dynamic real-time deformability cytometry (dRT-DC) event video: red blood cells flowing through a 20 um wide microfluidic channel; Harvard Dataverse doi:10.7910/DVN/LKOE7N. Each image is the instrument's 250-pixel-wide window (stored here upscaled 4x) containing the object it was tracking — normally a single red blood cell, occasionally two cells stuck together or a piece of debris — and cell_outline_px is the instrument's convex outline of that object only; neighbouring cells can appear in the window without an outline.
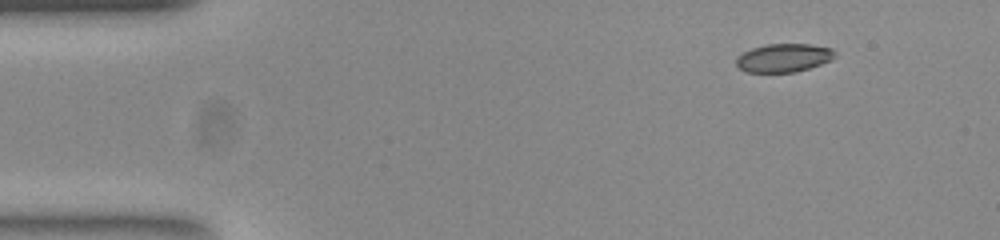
{"species": "common noctule bat (a hibernating species)", "species_latin": "Nyctalus noctula", "temperature_condition": "room temperature", "stored_images_in_passage": 48, "camera_frame_rate_fps": 3000, "um_per_image_px": 0.085, "animal": {"sex": "female", "body_mass_g": 23.0, "forearm_length_mm": 53.4}, "frame": {"image": 1, "passage_image": 1, "time_ms": 0.0, "image_size_px": [1000, 240], "cell_outline_px": [[836, 56], [832, 60], [796, 72], [744, 72], [736, 64], [736, 56], [752, 48], [764, 44], [808, 44], [832, 48], [836, 52]], "centroid_in_image_um": [66.61, 4.91], "position_along_channel_um": 18.4, "area_um2": 16.42}}
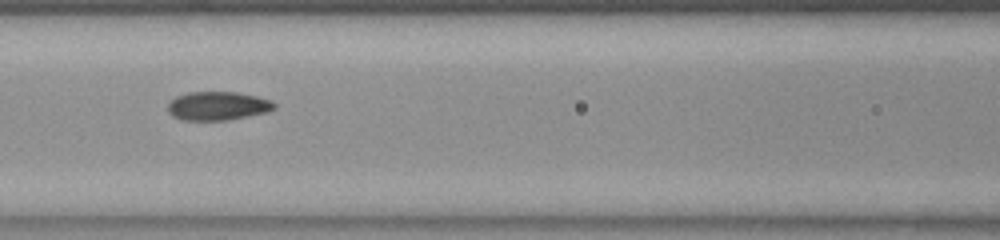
{"frame": {"image": 2, "passage_image": 18, "time_ms": 5.667, "image_size_px": [1000, 240], "cell_outline_px": [[276, 108], [268, 112], [228, 120], [184, 120], [172, 116], [168, 112], [168, 104], [176, 96], [188, 92], [236, 92], [256, 96], [272, 100], [276, 104]], "centroid_in_image_um": [18.53, 9.0], "position_along_channel_um": 148.1, "area_um2": 17.86}}
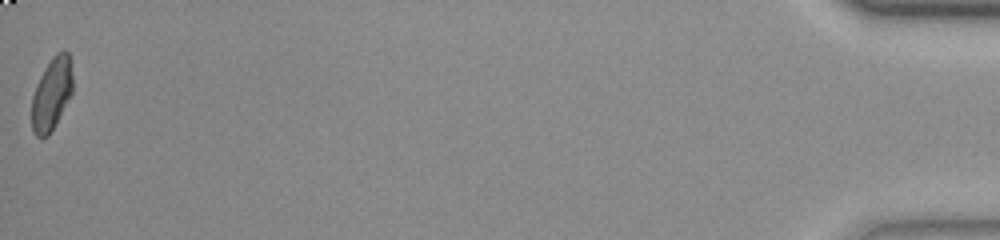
{"frame": {"image": 3, "passage_image": 48, "time_ms": 15.667, "image_size_px": [1000, 240], "cell_outline_px": [[72, 92], [48, 136], [36, 136], [32, 132], [32, 96], [36, 84], [44, 68], [52, 56], [56, 52], [68, 52], [72, 76]], "centroid_in_image_um": [4.36, 7.96], "position_along_channel_um": 430.8, "area_um2": 16.94}, "authors_computed_cell_mechanics": {"area_um2": 17.6868, "velocity_mm_per_s": 3.8638, "shape_relaxation_time_tau1_ms": 8.348, "shape_relaxation_time_tau2_ms": 1.3336, "deformation_change_tau1": 0.2312, "deformation_change_tau2": 0.0491}}